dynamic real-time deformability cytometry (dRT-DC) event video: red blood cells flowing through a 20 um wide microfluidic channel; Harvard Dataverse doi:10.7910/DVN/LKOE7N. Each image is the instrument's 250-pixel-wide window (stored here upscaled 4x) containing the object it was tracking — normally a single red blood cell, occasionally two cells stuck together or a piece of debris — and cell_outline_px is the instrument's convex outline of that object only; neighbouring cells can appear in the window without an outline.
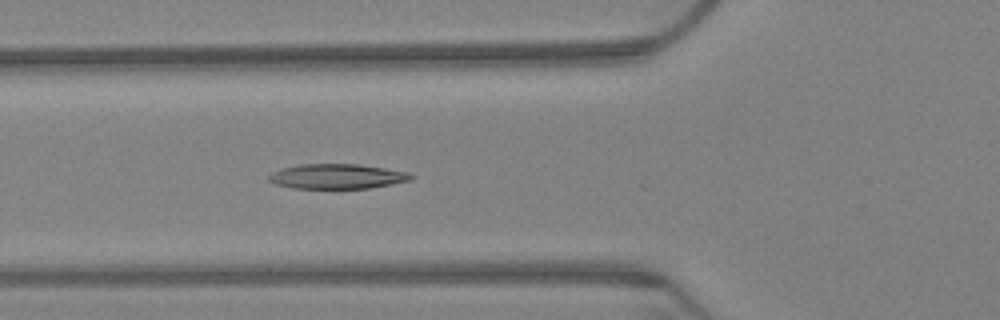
{"species": "Egyptian fruit bat (a non-hibernating species)", "species_latin": "Rousettus aegyptiacus", "temperature_condition": "warm", "stored_images_in_passage": 29, "camera_frame_rate_fps": 3000, "um_per_image_px": 0.085, "animal": {"sex": "female"}, "frame": {"image": 1, "passage_image": 24, "time_ms": 7.667, "image_size_px": [1000, 320], "cell_outline_px": [[416, 176], [412, 180], [368, 188], [292, 188], [276, 184], [268, 180], [268, 176], [272, 172], [280, 168], [300, 164], [356, 164], [384, 168], [408, 172]], "centroid_in_image_um": [28.64, 14.99], "position_along_channel_um": 97.2, "area_um2": 20.58}}
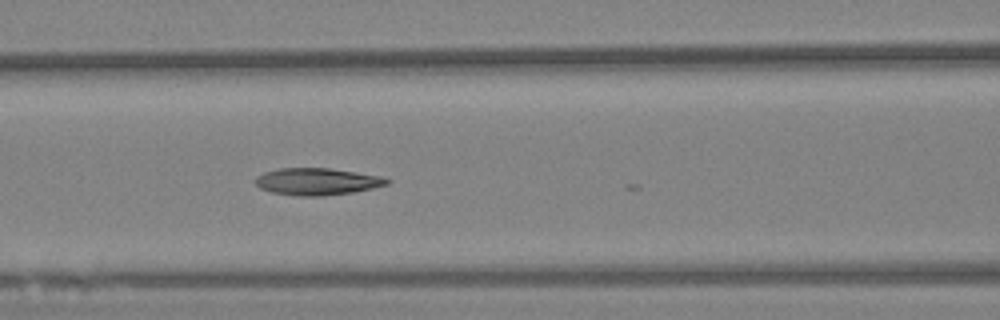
{"frame": {"image": 2, "passage_image": 28, "time_ms": 9.0, "image_size_px": [1000, 320], "cell_outline_px": [[392, 180], [388, 184], [372, 188], [352, 192], [320, 196], [296, 196], [272, 192], [260, 188], [256, 184], [256, 176], [264, 172], [280, 168], [328, 168], [356, 172], [380, 176]], "centroid_in_image_um": [26.94, 15.43], "position_along_channel_um": 139.7, "area_um2": 20.58}}